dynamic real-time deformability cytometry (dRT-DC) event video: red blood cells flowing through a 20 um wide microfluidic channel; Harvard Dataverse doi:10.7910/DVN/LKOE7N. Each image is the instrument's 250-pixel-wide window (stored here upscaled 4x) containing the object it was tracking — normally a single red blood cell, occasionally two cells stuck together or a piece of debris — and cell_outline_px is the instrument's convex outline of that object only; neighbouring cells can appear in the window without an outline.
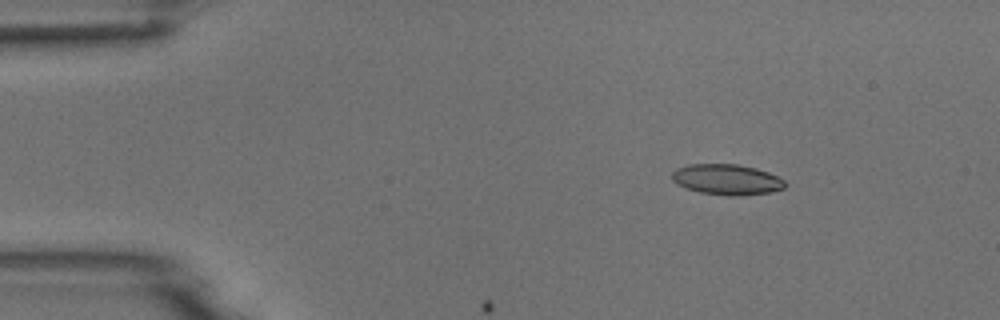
{"species": "common noctule bat (a hibernating species)", "species_latin": "Nyctalus noctula", "temperature_condition": "room temperature", "stored_images_in_passage": 5, "camera_frame_rate_fps": 3000, "um_per_image_px": 0.085, "animal": {"sex": "male", "body_mass_g": 18.8}, "frame": {"image": 1, "passage_image": 2, "time_ms": 0.333, "image_size_px": [1000, 320], "cell_outline_px": [[788, 184], [784, 188], [772, 192], [740, 196], [728, 196], [700, 192], [676, 184], [672, 180], [672, 172], [676, 168], [688, 164], [736, 164], [756, 168], [768, 172], [784, 180]], "centroid_in_image_um": [61.79, 15.26], "position_along_channel_um": 23.2, "area_um2": 20.29}}